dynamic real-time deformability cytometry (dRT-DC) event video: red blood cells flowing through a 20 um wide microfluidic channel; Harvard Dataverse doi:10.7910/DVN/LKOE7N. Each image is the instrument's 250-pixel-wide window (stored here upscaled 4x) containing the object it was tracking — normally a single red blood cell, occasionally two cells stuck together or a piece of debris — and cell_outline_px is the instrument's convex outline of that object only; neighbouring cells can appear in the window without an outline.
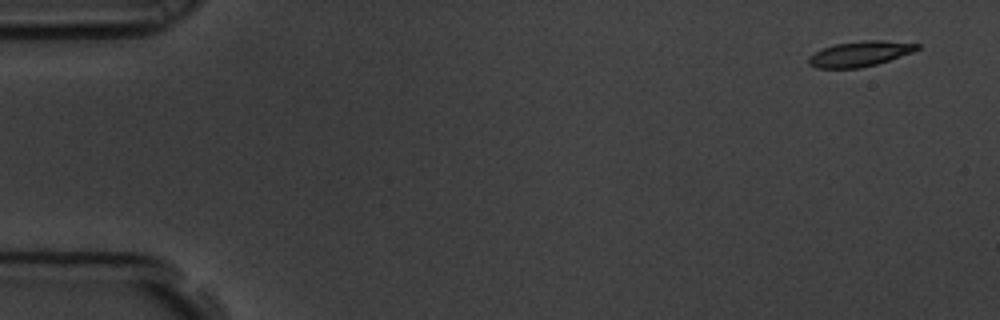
{"species": "common noctule bat (a hibernating species)", "species_latin": "Nyctalus noctula", "temperature_condition": "room temperature", "stored_images_in_passage": 15, "camera_frame_rate_fps": 3000, "um_per_image_px": 0.085, "animal": {"sex": "male", "body_mass_g": 19.5, "forearm_length_mm": 54.6}, "frame": {"image": 1, "passage_image": 1, "time_ms": 0.0, "image_size_px": [1000, 320], "cell_outline_px": [[920, 48], [912, 52], [876, 64], [860, 68], [816, 68], [808, 64], [808, 56], [824, 48], [836, 44], [864, 40], [884, 40], [920, 44]], "centroid_in_image_um": [73.08, 4.57], "position_along_channel_um": 11.9, "area_um2": 15.84}}
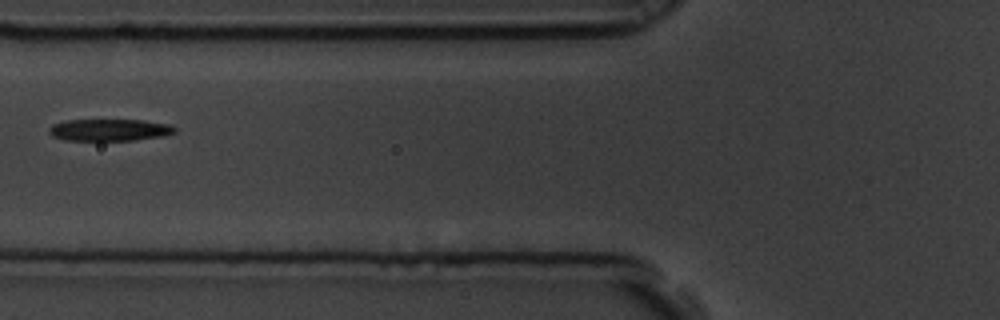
{"frame": {"image": 2, "passage_image": 6, "time_ms": 1.667, "image_size_px": [1000, 320], "cell_outline_px": [[176, 132], [164, 136], [136, 140], [64, 140], [52, 136], [48, 132], [48, 128], [52, 124], [64, 120], [144, 120], [172, 124], [176, 128]], "centroid_in_image_um": [9.32, 11.04], "position_along_channel_um": 116.5, "area_um2": 16.3}}
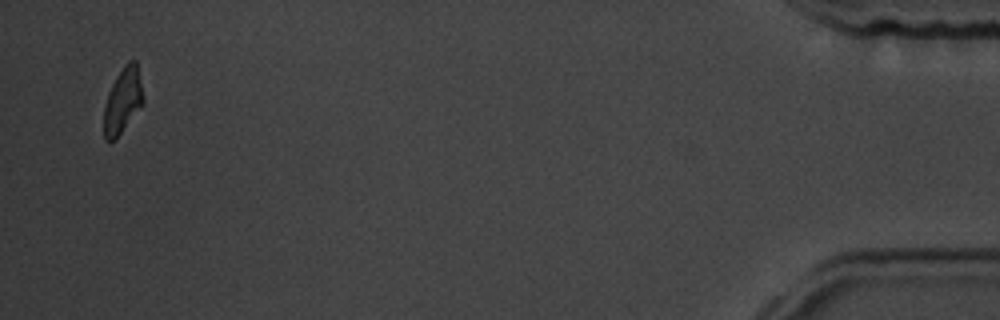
{"frame": {"image": 3, "passage_image": 15, "time_ms": 4.667, "image_size_px": [1000, 320], "cell_outline_px": [[144, 104], [116, 140], [104, 140], [104, 108], [108, 92], [116, 76], [124, 64], [128, 60], [136, 60], [144, 100]], "centroid_in_image_um": [10.44, 8.57], "position_along_channel_um": 424.8, "area_um2": 15.14}}